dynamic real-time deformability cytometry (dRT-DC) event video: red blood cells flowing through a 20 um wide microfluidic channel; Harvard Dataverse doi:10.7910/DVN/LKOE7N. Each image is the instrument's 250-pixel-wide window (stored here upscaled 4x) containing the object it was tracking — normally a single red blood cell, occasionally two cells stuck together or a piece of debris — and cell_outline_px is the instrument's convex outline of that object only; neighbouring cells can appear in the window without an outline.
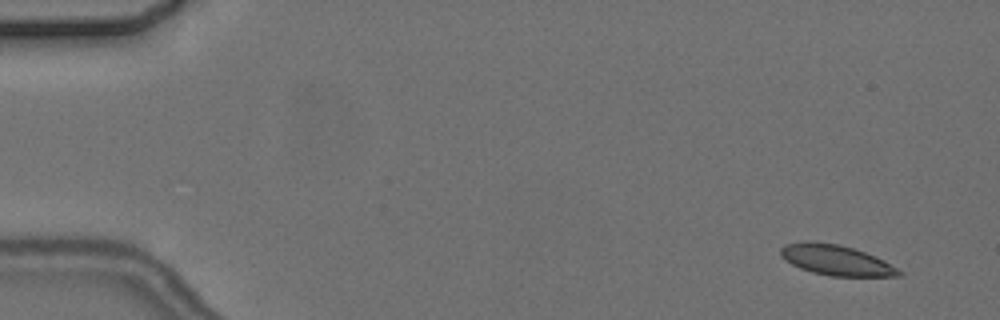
{"species": "common noctule bat (a hibernating species)", "species_latin": "Nyctalus noctula", "temperature_condition": "cold", "stored_images_in_passage": 7, "camera_frame_rate_fps": 3000, "um_per_image_px": 0.085, "animal": {"sex": "female", "body_mass_g": 24.6, "forearm_length_mm": 56.2}, "frame": {"image": 1, "passage_image": 1, "time_ms": 0.0, "image_size_px": [1000, 320], "cell_outline_px": [[904, 272], [900, 276], [828, 276], [812, 272], [800, 268], [784, 260], [780, 256], [780, 248], [784, 244], [804, 240], [812, 240], [840, 244], [876, 256], [884, 260]], "centroid_in_image_um": [71.03, 22.09], "position_along_channel_um": 14.0, "area_um2": 21.27}}
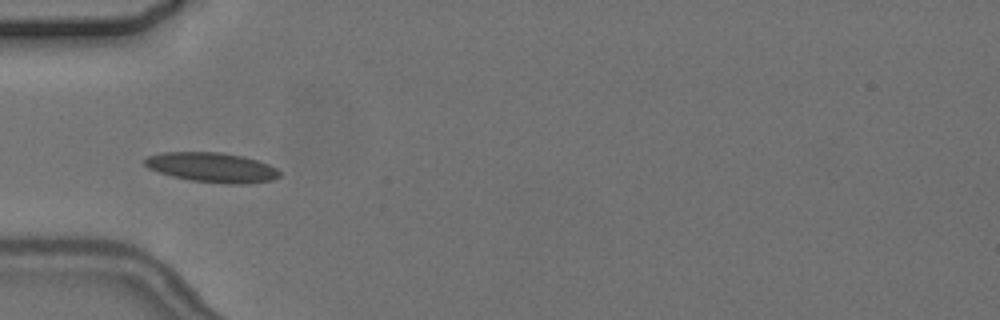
{"frame": {"image": 2, "passage_image": 3, "time_ms": 5.0, "image_size_px": [1000, 320], "cell_outline_px": [[280, 176], [272, 180], [244, 184], [224, 184], [192, 180], [172, 176], [148, 168], [144, 164], [144, 160], [148, 156], [160, 152], [220, 152], [244, 156], [268, 164], [276, 168], [280, 172]], "centroid_in_image_um": [18.02, 14.22], "position_along_channel_um": 67.0, "area_um2": 23.35}}
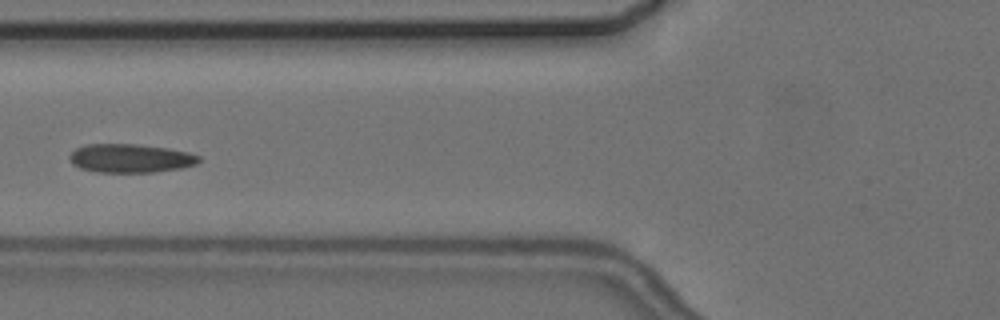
{"frame": {"image": 3, "passage_image": 4, "time_ms": 6.333, "image_size_px": [1000, 320], "cell_outline_px": [[200, 160], [196, 164], [180, 168], [152, 172], [96, 172], [80, 168], [72, 164], [68, 156], [76, 148], [84, 144], [136, 144], [168, 148], [188, 152], [200, 156]], "centroid_in_image_um": [11.06, 13.45], "position_along_channel_um": 114.7, "area_um2": 21.62}}